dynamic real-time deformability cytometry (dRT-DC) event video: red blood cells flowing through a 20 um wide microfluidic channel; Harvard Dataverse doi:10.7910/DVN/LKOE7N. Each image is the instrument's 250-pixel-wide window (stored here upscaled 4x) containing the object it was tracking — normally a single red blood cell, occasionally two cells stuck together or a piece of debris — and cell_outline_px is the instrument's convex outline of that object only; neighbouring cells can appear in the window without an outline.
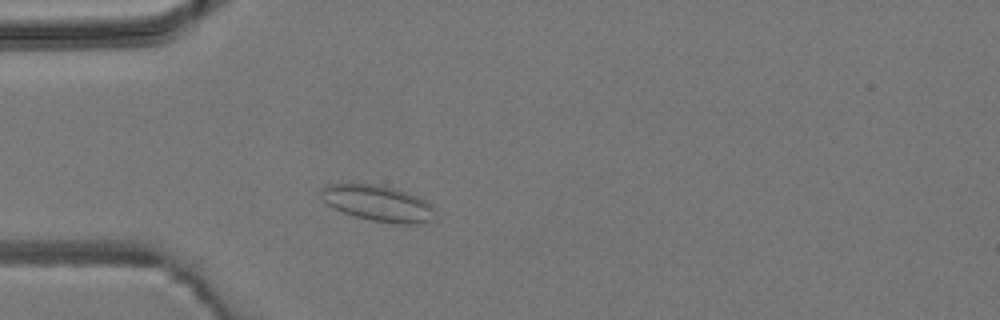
{"species": "common noctule bat (a hibernating species)", "species_latin": "Nyctalus noctula", "temperature_condition": "room temperature", "stored_images_in_passage": 2, "camera_frame_rate_fps": 3000, "um_per_image_px": 0.085, "animal": {"sex": "male", "body_mass_g": 19.2, "forearm_length_mm": 51.8}, "frame": {"image": 1, "passage_image": 2, "time_ms": 2.0, "image_size_px": [1000, 320], "cell_outline_px": [[436, 208], [432, 220], [420, 224], [396, 224], [372, 220], [356, 216], [344, 212], [328, 204], [324, 200], [320, 192], [320, 188], [328, 184], [376, 184], [392, 188], [416, 196], [424, 200]], "centroid_in_image_um": [32.16, 17.29], "position_along_channel_um": 52.8, "area_um2": 23.58}}